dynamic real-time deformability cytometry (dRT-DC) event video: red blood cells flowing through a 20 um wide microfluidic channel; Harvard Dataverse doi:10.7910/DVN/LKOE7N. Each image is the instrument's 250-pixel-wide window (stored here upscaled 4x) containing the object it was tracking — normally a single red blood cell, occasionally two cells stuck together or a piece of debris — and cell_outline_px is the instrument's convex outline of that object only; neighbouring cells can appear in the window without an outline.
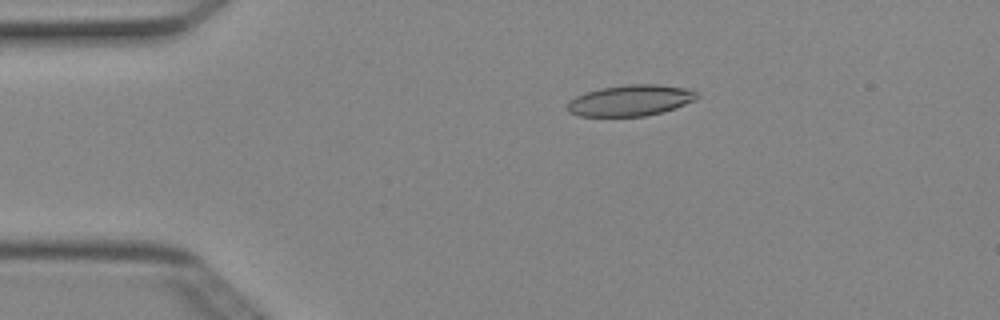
{"species": "Egyptian fruit bat (a non-hibernating species)", "species_latin": "Rousettus aegyptiacus", "temperature_condition": "cold", "stored_images_in_passage": 4, "camera_frame_rate_fps": 3000, "um_per_image_px": 0.085, "animal": {"sex": "female"}, "frame": {"image": 1, "passage_image": 3, "time_ms": 0.667, "image_size_px": [1000, 320], "cell_outline_px": [[700, 96], [696, 100], [660, 112], [644, 116], [580, 116], [568, 112], [564, 108], [568, 100], [576, 96], [600, 88], [624, 84], [660, 84], [688, 88], [696, 92]], "centroid_in_image_um": [53.55, 8.52], "position_along_channel_um": 31.4, "area_um2": 23.58}}